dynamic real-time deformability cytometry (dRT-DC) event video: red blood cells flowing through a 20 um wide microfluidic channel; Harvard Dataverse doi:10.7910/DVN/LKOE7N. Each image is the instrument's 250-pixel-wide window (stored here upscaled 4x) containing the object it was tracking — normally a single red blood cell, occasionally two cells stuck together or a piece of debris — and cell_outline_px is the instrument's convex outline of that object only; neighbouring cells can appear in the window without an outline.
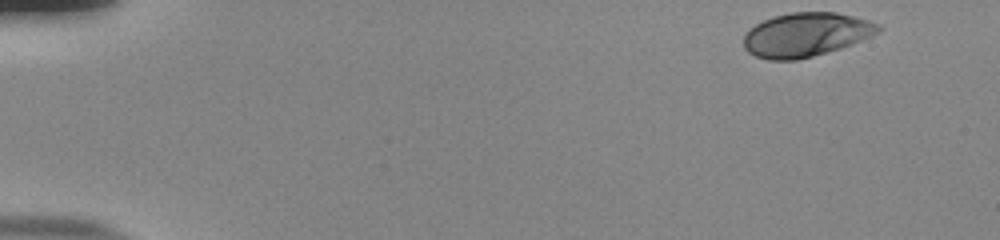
{"species": "human", "species_latin": "Homo sapiens", "temperature_condition": "room temperature", "stored_images_in_passage": 50, "camera_frame_rate_fps": 3000, "um_per_image_px": 0.085, "donor": {"sex": "male"}, "frame": {"image": 1, "passage_image": 1, "time_ms": 0.0, "image_size_px": [1000, 240], "cell_outline_px": [[884, 28], [880, 32], [840, 48], [828, 52], [796, 60], [768, 60], [756, 56], [748, 52], [744, 48], [744, 36], [756, 24], [764, 20], [776, 16], [792, 12], [836, 12], [868, 20], [880, 24]], "centroid_in_image_um": [68.53, 2.95], "position_along_channel_um": 16.5, "area_um2": 34.22}}
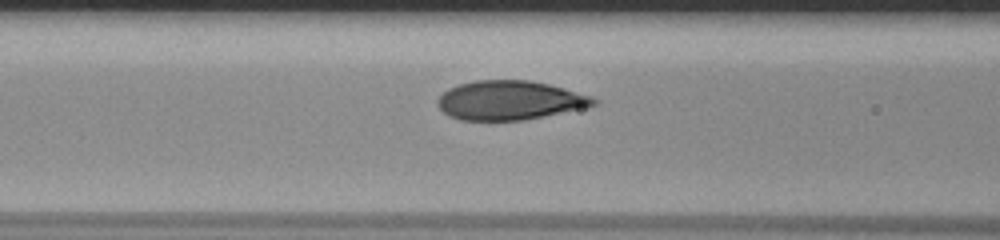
{"frame": {"image": 2, "passage_image": 20, "time_ms": 6.333, "image_size_px": [1000, 240], "cell_outline_px": [[600, 104], [588, 108], [524, 120], [460, 120], [448, 116], [436, 104], [436, 100], [448, 88], [460, 84], [476, 80], [528, 80], [548, 84], [564, 88], [592, 96], [600, 100]], "centroid_in_image_um": [43.38, 8.53], "position_along_channel_um": 123.2, "area_um2": 35.95}}
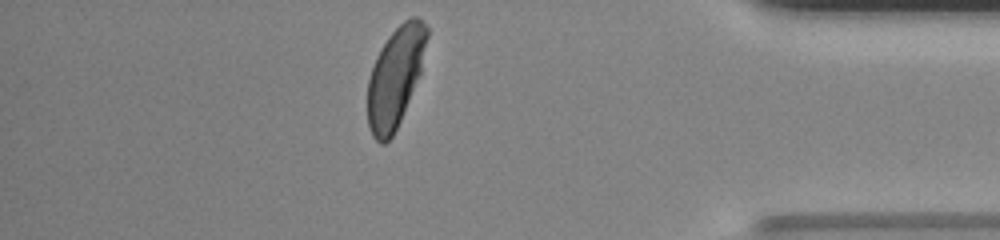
{"frame": {"image": 3, "passage_image": 44, "time_ms": 14.333, "image_size_px": [1000, 240], "cell_outline_px": [[428, 36], [420, 72], [400, 120], [392, 136], [384, 144], [380, 144], [372, 136], [368, 124], [368, 80], [376, 56], [380, 48], [388, 36], [404, 20], [412, 16], [416, 16], [424, 20], [428, 28]], "centroid_in_image_um": [33.59, 6.51], "position_along_channel_um": 401.6, "area_um2": 34.16}, "authors_computed_cell_mechanics": {"area_um2": 35.0268, "velocity_mm_per_s": 3.8534, "shape_relaxation_time_tau1_ms": 3.2356, "shape_relaxation_time_tau2_ms": null, "deformation_change_tau1": 0.1739, "deformation_change_tau2": null}}